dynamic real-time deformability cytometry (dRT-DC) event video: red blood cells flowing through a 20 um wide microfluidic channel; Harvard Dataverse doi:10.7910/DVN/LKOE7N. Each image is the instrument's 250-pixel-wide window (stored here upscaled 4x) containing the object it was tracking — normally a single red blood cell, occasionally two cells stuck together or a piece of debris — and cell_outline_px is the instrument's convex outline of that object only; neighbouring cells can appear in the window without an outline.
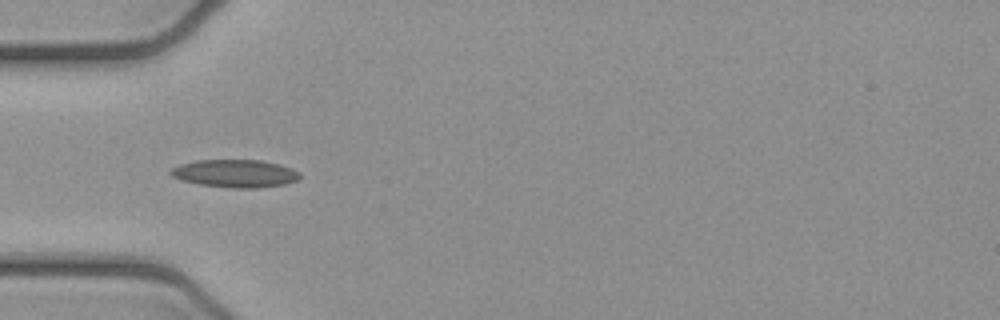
{"species": "common noctule bat (a hibernating species)", "species_latin": "Nyctalus noctula", "temperature_condition": "cold", "stored_images_in_passage": 7, "camera_frame_rate_fps": 3000, "um_per_image_px": 0.085, "animal": {"sex": "female", "body_mass_g": 21.9}, "frame": {"image": 1, "passage_image": 5, "time_ms": 1.333, "image_size_px": [1000, 320], "cell_outline_px": [[300, 180], [284, 184], [256, 188], [232, 188], [200, 184], [180, 180], [172, 176], [168, 172], [172, 168], [180, 164], [196, 160], [264, 160], [280, 164], [292, 168], [300, 172]], "centroid_in_image_um": [20.01, 14.74], "position_along_channel_um": 65.0, "area_um2": 21.1}}
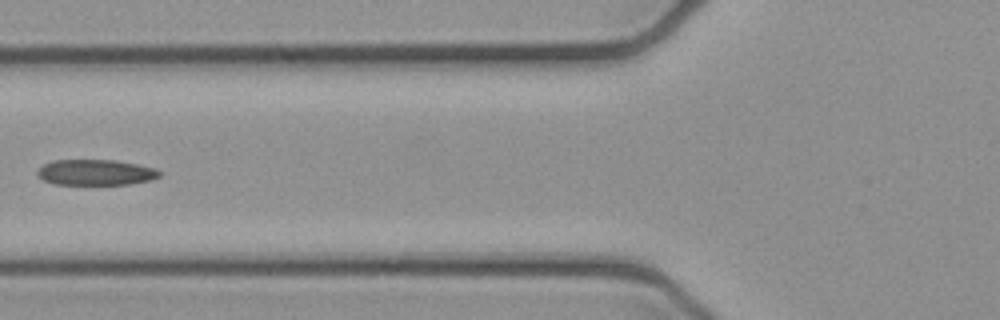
{"frame": {"image": 2, "passage_image": 6, "time_ms": 1.667, "image_size_px": [1000, 320], "cell_outline_px": [[160, 176], [152, 180], [128, 184], [52, 184], [36, 176], [36, 172], [44, 164], [52, 160], [116, 160], [156, 168], [160, 172]], "centroid_in_image_um": [8.12, 14.65], "position_along_channel_um": 117.7, "area_um2": 18.32}}
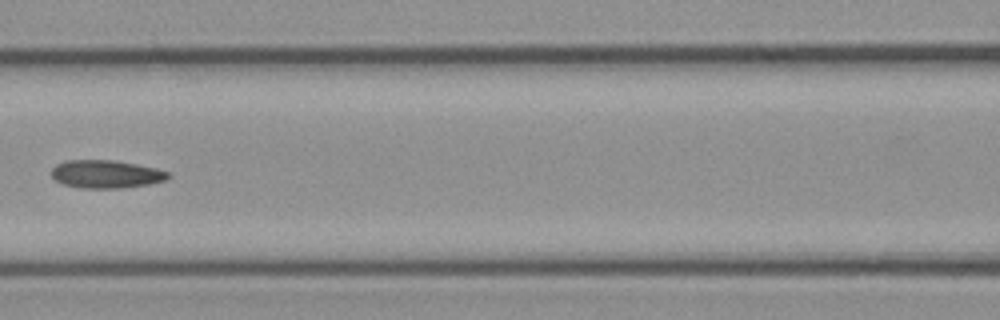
{"frame": {"image": 3, "passage_image": 7, "time_ms": 2.0, "image_size_px": [1000, 320], "cell_outline_px": [[172, 176], [168, 180], [148, 184], [120, 188], [80, 188], [64, 184], [56, 180], [52, 176], [52, 168], [56, 164], [64, 160], [116, 160], [156, 168], [168, 172]], "centroid_in_image_um": [9.03, 14.79], "position_along_channel_um": 157.6, "area_um2": 19.13}}